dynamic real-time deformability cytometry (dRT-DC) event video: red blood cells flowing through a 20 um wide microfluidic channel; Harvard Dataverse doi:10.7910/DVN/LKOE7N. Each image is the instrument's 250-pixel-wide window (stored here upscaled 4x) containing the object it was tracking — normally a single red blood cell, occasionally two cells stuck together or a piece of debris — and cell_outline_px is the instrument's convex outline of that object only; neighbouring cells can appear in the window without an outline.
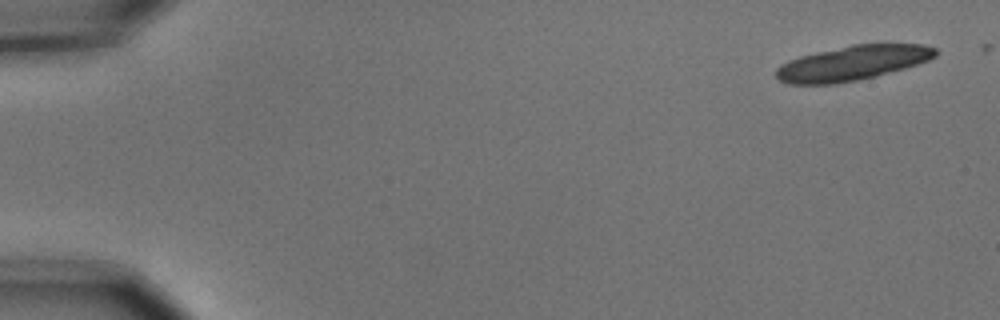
{"species": "common noctule bat (a hibernating species)", "species_latin": "Nyctalus noctula", "temperature_condition": "cold", "stored_images_in_passage": 2, "camera_frame_rate_fps": 3000, "um_per_image_px": 0.085, "animal": {"sex": "male", "body_mass_g": 15.6}, "frame": {"image": 1, "passage_image": 1, "time_ms": 0.0, "image_size_px": [1000, 320], "cell_outline_px": [[940, 52], [936, 56], [928, 60], [904, 68], [876, 76], [856, 80], [832, 84], [788, 84], [780, 80], [776, 76], [776, 68], [780, 64], [788, 60], [800, 56], [816, 52], [852, 44], [924, 44], [936, 48]], "centroid_in_image_um": [72.46, 5.35], "position_along_channel_um": 12.5, "area_um2": 32.19}}